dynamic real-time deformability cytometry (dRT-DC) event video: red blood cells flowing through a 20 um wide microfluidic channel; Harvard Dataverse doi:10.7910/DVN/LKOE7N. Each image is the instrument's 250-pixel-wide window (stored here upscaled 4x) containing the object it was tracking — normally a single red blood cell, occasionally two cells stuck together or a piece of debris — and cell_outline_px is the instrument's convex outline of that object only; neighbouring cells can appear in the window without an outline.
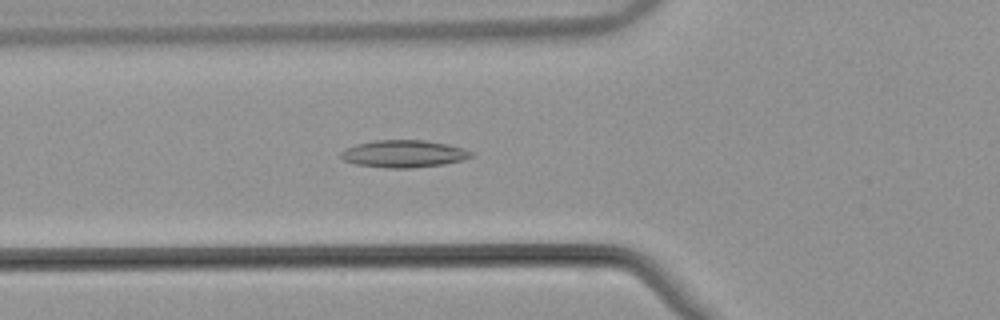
{"species": "common noctule bat (a hibernating species)", "species_latin": "Nyctalus noctula", "temperature_condition": "warm", "stored_images_in_passage": 50, "camera_frame_rate_fps": 3000, "um_per_image_px": 0.085, "animal": {"sex": "male", "body_mass_g": 21.5, "forearm_length_mm": 52.0}, "frame": {"image": 1, "passage_image": 19, "time_ms": 6.0, "image_size_px": [1000, 320], "cell_outline_px": [[472, 156], [464, 160], [444, 164], [412, 168], [388, 168], [356, 164], [344, 160], [340, 156], [340, 152], [356, 144], [376, 140], [424, 140], [448, 144], [464, 148], [472, 152]], "centroid_in_image_um": [34.34, 13.07], "position_along_channel_um": 91.5, "area_um2": 20.69}}
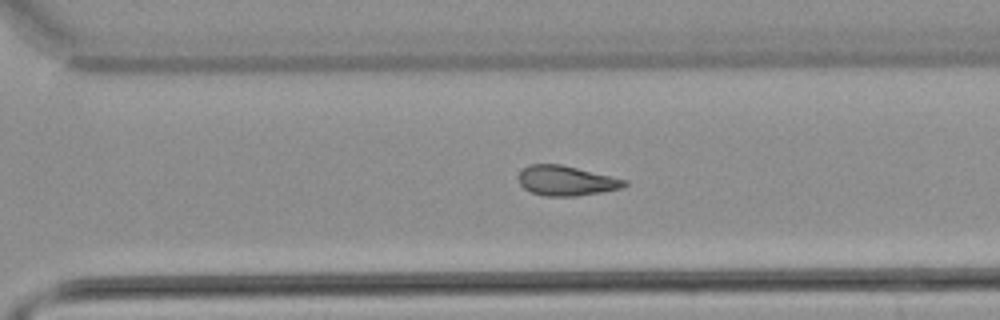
{"frame": {"image": 2, "passage_image": 37, "time_ms": 12.0, "image_size_px": [1000, 320], "cell_outline_px": [[628, 184], [620, 188], [600, 192], [576, 196], [544, 196], [532, 192], [524, 188], [520, 184], [520, 172], [528, 164], [560, 164], [628, 180]], "centroid_in_image_um": [48.13, 15.36], "position_along_channel_um": 322.5, "area_um2": 18.21}}
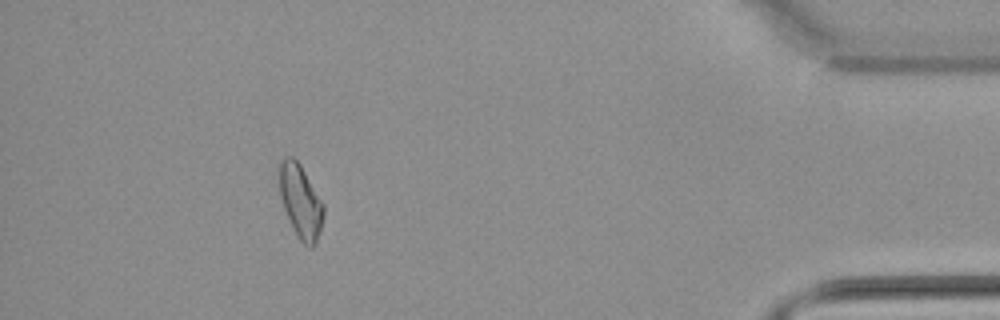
{"frame": {"image": 3, "passage_image": 48, "time_ms": 15.667, "image_size_px": [1000, 320], "cell_outline_px": [[324, 216], [316, 244], [312, 248], [304, 244], [300, 240], [284, 208], [280, 196], [280, 160], [284, 156], [292, 156], [300, 164], [324, 204]], "centroid_in_image_um": [25.57, 17.1], "position_along_channel_um": 409.6, "area_um2": 18.61}}